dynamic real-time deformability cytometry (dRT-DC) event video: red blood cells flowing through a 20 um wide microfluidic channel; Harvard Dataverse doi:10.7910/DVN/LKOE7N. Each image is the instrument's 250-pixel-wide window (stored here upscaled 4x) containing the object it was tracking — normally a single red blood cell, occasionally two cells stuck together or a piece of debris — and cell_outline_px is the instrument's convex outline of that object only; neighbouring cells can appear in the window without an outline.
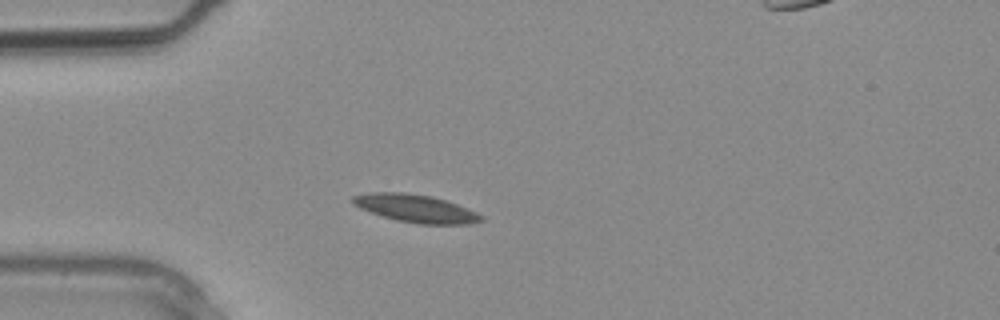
{"species": "common noctule bat (a hibernating species)", "species_latin": "Nyctalus noctula", "temperature_condition": "warm", "stored_images_in_passage": 5, "camera_frame_rate_fps": 3000, "um_per_image_px": 0.085, "animal": {"sex": "male", "body_mass_g": 20.4}, "frame": {"image": 1, "passage_image": 4, "time_ms": 1.0, "image_size_px": [1000, 320], "cell_outline_px": [[484, 220], [468, 224], [420, 224], [396, 220], [360, 208], [352, 200], [352, 196], [372, 192], [404, 192], [432, 196], [456, 204], [476, 212], [484, 216]], "centroid_in_image_um": [35.37, 17.72], "position_along_channel_um": 49.6, "area_um2": 20.52}}